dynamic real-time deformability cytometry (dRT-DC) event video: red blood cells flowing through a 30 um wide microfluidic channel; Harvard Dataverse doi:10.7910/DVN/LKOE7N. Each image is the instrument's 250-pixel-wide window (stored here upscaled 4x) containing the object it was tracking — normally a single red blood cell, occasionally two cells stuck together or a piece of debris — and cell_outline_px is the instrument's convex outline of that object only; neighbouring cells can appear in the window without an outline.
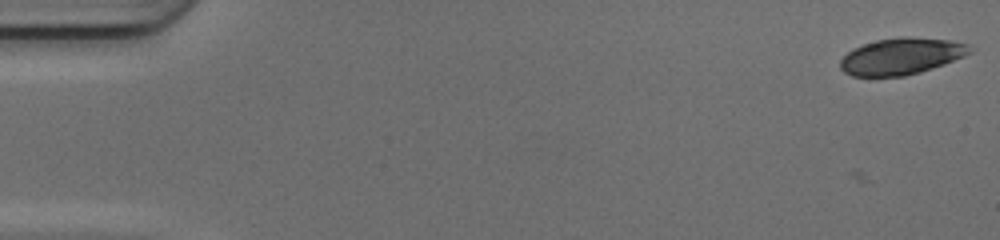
{"species": "common noctule bat (a hibernating species)", "species_latin": "Nyctalus noctula", "temperature_condition": "cold", "stored_images_in_passage": 2, "camera_frame_rate_fps": 3000, "um_per_image_px": 0.085, "animal": {"sex": "female", "body_mass_g": 17.0, "forearm_length_mm": 48.0}, "frame": {"image": 1, "passage_image": 2, "time_ms": 0.333, "image_size_px": [1000, 240], "cell_outline_px": [[976, 48], [972, 52], [964, 56], [944, 64], [920, 72], [904, 76], [852, 76], [844, 72], [840, 68], [840, 60], [852, 48], [876, 40], [900, 36], [908, 36], [948, 40], [968, 44]], "centroid_in_image_um": [76.63, 4.77], "position_along_channel_um": 8.4, "area_um2": 27.74}}